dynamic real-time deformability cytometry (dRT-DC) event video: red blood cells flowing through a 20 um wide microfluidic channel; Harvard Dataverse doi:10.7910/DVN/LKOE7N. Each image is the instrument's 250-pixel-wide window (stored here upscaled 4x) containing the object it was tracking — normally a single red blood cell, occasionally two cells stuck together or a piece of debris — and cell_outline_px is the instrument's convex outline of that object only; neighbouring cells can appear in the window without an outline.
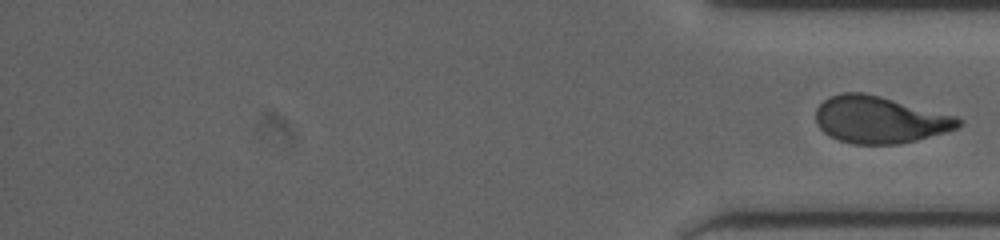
{"species": "human", "species_latin": "Homo sapiens", "temperature_condition": "cold", "stored_images_in_passage": 31, "segment_of_instrument_passage": [2, 2], "camera_frame_rate_fps": 3000, "um_per_image_px": 0.085, "donor": {"sex": "male"}, "frame": {"image": 1, "passage_image": 31, "time_ms": 18.0, "image_size_px": [1000, 240], "cell_outline_px": [[964, 120], [956, 128], [944, 132], [916, 140], [900, 144], [852, 144], [828, 136], [816, 124], [816, 108], [824, 100], [832, 96], [844, 92], [864, 92], [880, 96], [956, 116]], "centroid_in_image_um": [74.75, 10.18], "position_along_channel_um": 360.5, "area_um2": 38.84}}